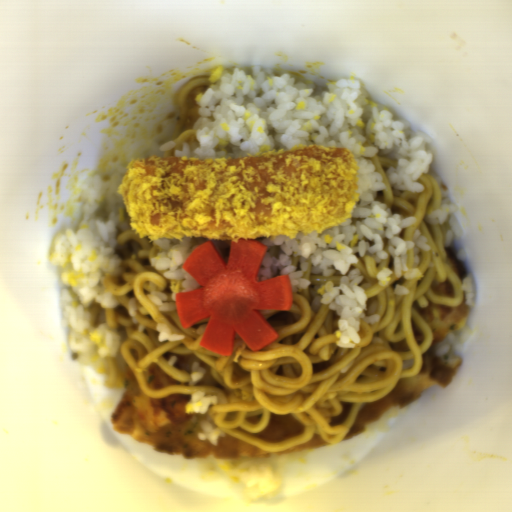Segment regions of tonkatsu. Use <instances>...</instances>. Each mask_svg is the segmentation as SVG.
<instances>
[{
    "instance_id": "d4beea91",
    "label": "tonkatsu",
    "mask_w": 512,
    "mask_h": 512,
    "mask_svg": "<svg viewBox=\"0 0 512 512\" xmlns=\"http://www.w3.org/2000/svg\"><path fill=\"white\" fill-rule=\"evenodd\" d=\"M358 169L343 145L261 144L241 155L131 158L116 191L142 238L237 244L344 224L360 199Z\"/></svg>"
}]
</instances>
